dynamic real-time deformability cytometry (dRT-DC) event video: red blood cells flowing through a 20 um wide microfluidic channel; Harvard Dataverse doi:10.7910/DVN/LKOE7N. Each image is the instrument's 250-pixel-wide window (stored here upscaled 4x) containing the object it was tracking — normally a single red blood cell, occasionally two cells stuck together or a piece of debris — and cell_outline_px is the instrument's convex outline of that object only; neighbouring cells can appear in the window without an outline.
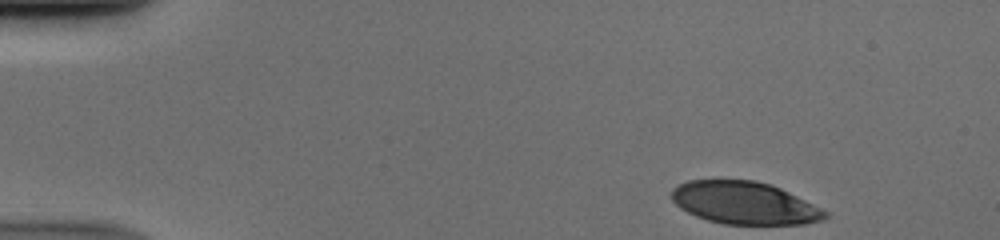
{"species": "human", "species_latin": "Homo sapiens", "temperature_condition": "cold", "stored_images_in_passage": 39, "camera_frame_rate_fps": 3000, "um_per_image_px": 0.085, "donor": {"sex": "male"}, "frame": {"image": 1, "passage_image": 1, "time_ms": 0.0, "image_size_px": [1000, 240], "cell_outline_px": [[828, 216], [824, 220], [804, 224], [724, 224], [708, 220], [696, 216], [680, 208], [668, 196], [672, 188], [688, 180], [756, 180], [772, 184], [828, 212]], "centroid_in_image_um": [63.24, 17.25], "position_along_channel_um": 21.8, "area_um2": 38.03}}
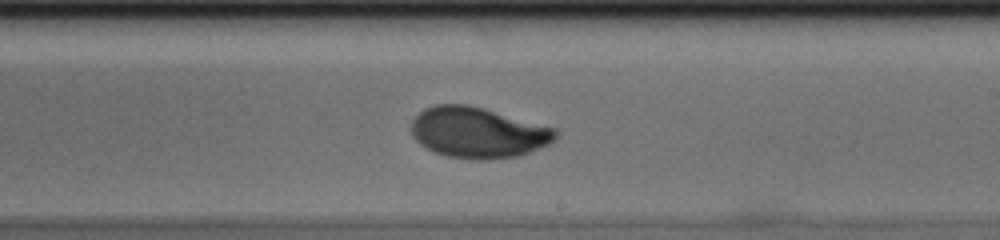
{"frame": {"image": 2, "passage_image": 26, "time_ms": 8.333, "image_size_px": [1000, 240], "cell_outline_px": [[560, 136], [548, 144], [540, 148], [520, 156], [492, 160], [472, 160], [448, 156], [436, 152], [420, 144], [412, 136], [408, 128], [412, 120], [424, 108], [436, 104], [468, 104], [484, 108], [556, 128], [560, 132]], "centroid_in_image_um": [40.64, 11.27], "position_along_channel_um": 248.4, "area_um2": 43.29}}
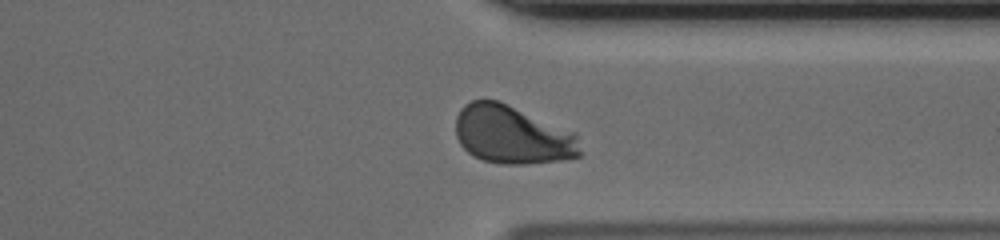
{"frame": {"image": 3, "passage_image": 35, "time_ms": 11.333, "image_size_px": [1000, 240], "cell_outline_px": [[580, 156], [560, 160], [524, 164], [504, 164], [484, 160], [472, 156], [460, 144], [456, 136], [456, 116], [460, 108], [464, 104], [472, 100], [500, 100], [576, 132], [580, 152]], "centroid_in_image_um": [43.53, 11.44], "position_along_channel_um": 367.9, "area_um2": 42.6}}